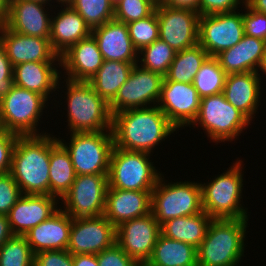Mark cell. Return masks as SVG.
Returning a JSON list of instances; mask_svg holds the SVG:
<instances>
[{
  "label": "cell",
  "mask_w": 266,
  "mask_h": 266,
  "mask_svg": "<svg viewBox=\"0 0 266 266\" xmlns=\"http://www.w3.org/2000/svg\"><path fill=\"white\" fill-rule=\"evenodd\" d=\"M103 62L104 58L98 44L94 36L90 34L60 56L61 76L71 81L88 82L97 73Z\"/></svg>",
  "instance_id": "44dd1931"
},
{
  "label": "cell",
  "mask_w": 266,
  "mask_h": 266,
  "mask_svg": "<svg viewBox=\"0 0 266 266\" xmlns=\"http://www.w3.org/2000/svg\"><path fill=\"white\" fill-rule=\"evenodd\" d=\"M251 123L253 122L219 93L201 98L198 116L189 128H203L210 142L218 145L238 140Z\"/></svg>",
  "instance_id": "52a82bcc"
},
{
  "label": "cell",
  "mask_w": 266,
  "mask_h": 266,
  "mask_svg": "<svg viewBox=\"0 0 266 266\" xmlns=\"http://www.w3.org/2000/svg\"><path fill=\"white\" fill-rule=\"evenodd\" d=\"M200 101L193 83L169 81L164 77L157 106L179 132L186 126L190 127L195 121Z\"/></svg>",
  "instance_id": "5bb4252c"
},
{
  "label": "cell",
  "mask_w": 266,
  "mask_h": 266,
  "mask_svg": "<svg viewBox=\"0 0 266 266\" xmlns=\"http://www.w3.org/2000/svg\"><path fill=\"white\" fill-rule=\"evenodd\" d=\"M248 220L212 219L197 248V266H240L247 247Z\"/></svg>",
  "instance_id": "277c9868"
},
{
  "label": "cell",
  "mask_w": 266,
  "mask_h": 266,
  "mask_svg": "<svg viewBox=\"0 0 266 266\" xmlns=\"http://www.w3.org/2000/svg\"><path fill=\"white\" fill-rule=\"evenodd\" d=\"M208 57V53L199 43L179 51L176 53L165 77L169 81L193 83L195 75Z\"/></svg>",
  "instance_id": "d6a6232c"
},
{
  "label": "cell",
  "mask_w": 266,
  "mask_h": 266,
  "mask_svg": "<svg viewBox=\"0 0 266 266\" xmlns=\"http://www.w3.org/2000/svg\"><path fill=\"white\" fill-rule=\"evenodd\" d=\"M73 266H100L97 255L76 254L73 255Z\"/></svg>",
  "instance_id": "c3c4849f"
},
{
  "label": "cell",
  "mask_w": 266,
  "mask_h": 266,
  "mask_svg": "<svg viewBox=\"0 0 266 266\" xmlns=\"http://www.w3.org/2000/svg\"><path fill=\"white\" fill-rule=\"evenodd\" d=\"M156 6L153 0H121L114 6V19L127 24L151 15Z\"/></svg>",
  "instance_id": "f35d334b"
},
{
  "label": "cell",
  "mask_w": 266,
  "mask_h": 266,
  "mask_svg": "<svg viewBox=\"0 0 266 266\" xmlns=\"http://www.w3.org/2000/svg\"><path fill=\"white\" fill-rule=\"evenodd\" d=\"M256 73H257L258 78L260 79V82H261L264 78V75H266V51H265V54L263 55V58L261 59V62L259 64V67H258Z\"/></svg>",
  "instance_id": "f5cc1de1"
},
{
  "label": "cell",
  "mask_w": 266,
  "mask_h": 266,
  "mask_svg": "<svg viewBox=\"0 0 266 266\" xmlns=\"http://www.w3.org/2000/svg\"><path fill=\"white\" fill-rule=\"evenodd\" d=\"M243 8L245 35L266 41V14L254 11L247 4Z\"/></svg>",
  "instance_id": "60d3db41"
},
{
  "label": "cell",
  "mask_w": 266,
  "mask_h": 266,
  "mask_svg": "<svg viewBox=\"0 0 266 266\" xmlns=\"http://www.w3.org/2000/svg\"><path fill=\"white\" fill-rule=\"evenodd\" d=\"M150 156L153 155L113 147L107 175L108 188L152 191L162 172L156 169Z\"/></svg>",
  "instance_id": "ba28073f"
},
{
  "label": "cell",
  "mask_w": 266,
  "mask_h": 266,
  "mask_svg": "<svg viewBox=\"0 0 266 266\" xmlns=\"http://www.w3.org/2000/svg\"><path fill=\"white\" fill-rule=\"evenodd\" d=\"M197 182L180 180L167 183L162 173L151 193V213L160 225L172 218L203 211L201 185Z\"/></svg>",
  "instance_id": "9c48e42d"
},
{
  "label": "cell",
  "mask_w": 266,
  "mask_h": 266,
  "mask_svg": "<svg viewBox=\"0 0 266 266\" xmlns=\"http://www.w3.org/2000/svg\"><path fill=\"white\" fill-rule=\"evenodd\" d=\"M0 266H34V254L25 236L14 235L0 247Z\"/></svg>",
  "instance_id": "8d00e7d4"
},
{
  "label": "cell",
  "mask_w": 266,
  "mask_h": 266,
  "mask_svg": "<svg viewBox=\"0 0 266 266\" xmlns=\"http://www.w3.org/2000/svg\"><path fill=\"white\" fill-rule=\"evenodd\" d=\"M159 38L176 52L193 47L199 39V13L157 4Z\"/></svg>",
  "instance_id": "9a60e30c"
},
{
  "label": "cell",
  "mask_w": 266,
  "mask_h": 266,
  "mask_svg": "<svg viewBox=\"0 0 266 266\" xmlns=\"http://www.w3.org/2000/svg\"><path fill=\"white\" fill-rule=\"evenodd\" d=\"M160 233V224L154 215L149 213L117 226L116 243L137 263L147 262Z\"/></svg>",
  "instance_id": "e0dca14e"
},
{
  "label": "cell",
  "mask_w": 266,
  "mask_h": 266,
  "mask_svg": "<svg viewBox=\"0 0 266 266\" xmlns=\"http://www.w3.org/2000/svg\"><path fill=\"white\" fill-rule=\"evenodd\" d=\"M112 4L115 6L118 2H120L121 0H111Z\"/></svg>",
  "instance_id": "6f0895ef"
},
{
  "label": "cell",
  "mask_w": 266,
  "mask_h": 266,
  "mask_svg": "<svg viewBox=\"0 0 266 266\" xmlns=\"http://www.w3.org/2000/svg\"><path fill=\"white\" fill-rule=\"evenodd\" d=\"M137 266H152V265H150L147 262H140V263L137 264Z\"/></svg>",
  "instance_id": "9f6ffc18"
},
{
  "label": "cell",
  "mask_w": 266,
  "mask_h": 266,
  "mask_svg": "<svg viewBox=\"0 0 266 266\" xmlns=\"http://www.w3.org/2000/svg\"><path fill=\"white\" fill-rule=\"evenodd\" d=\"M34 266H73L68 250L42 251L34 255Z\"/></svg>",
  "instance_id": "ee69618b"
},
{
  "label": "cell",
  "mask_w": 266,
  "mask_h": 266,
  "mask_svg": "<svg viewBox=\"0 0 266 266\" xmlns=\"http://www.w3.org/2000/svg\"><path fill=\"white\" fill-rule=\"evenodd\" d=\"M246 4L254 11L266 14V0H246Z\"/></svg>",
  "instance_id": "f907efd6"
},
{
  "label": "cell",
  "mask_w": 266,
  "mask_h": 266,
  "mask_svg": "<svg viewBox=\"0 0 266 266\" xmlns=\"http://www.w3.org/2000/svg\"><path fill=\"white\" fill-rule=\"evenodd\" d=\"M28 1L40 2L43 4H50V0H28Z\"/></svg>",
  "instance_id": "11a10c76"
},
{
  "label": "cell",
  "mask_w": 266,
  "mask_h": 266,
  "mask_svg": "<svg viewBox=\"0 0 266 266\" xmlns=\"http://www.w3.org/2000/svg\"><path fill=\"white\" fill-rule=\"evenodd\" d=\"M91 34L104 60L137 64L138 51L132 44L126 23L112 19L92 29Z\"/></svg>",
  "instance_id": "cb8c5ba5"
},
{
  "label": "cell",
  "mask_w": 266,
  "mask_h": 266,
  "mask_svg": "<svg viewBox=\"0 0 266 266\" xmlns=\"http://www.w3.org/2000/svg\"><path fill=\"white\" fill-rule=\"evenodd\" d=\"M241 12L200 16L198 43L209 56L216 57L241 41L245 35L242 7Z\"/></svg>",
  "instance_id": "7c38bea8"
},
{
  "label": "cell",
  "mask_w": 266,
  "mask_h": 266,
  "mask_svg": "<svg viewBox=\"0 0 266 266\" xmlns=\"http://www.w3.org/2000/svg\"><path fill=\"white\" fill-rule=\"evenodd\" d=\"M50 133L49 195L61 200L72 186L76 173L70 155Z\"/></svg>",
  "instance_id": "f1b7e54d"
},
{
  "label": "cell",
  "mask_w": 266,
  "mask_h": 266,
  "mask_svg": "<svg viewBox=\"0 0 266 266\" xmlns=\"http://www.w3.org/2000/svg\"><path fill=\"white\" fill-rule=\"evenodd\" d=\"M70 6L80 14L91 30L114 19L111 0H73Z\"/></svg>",
  "instance_id": "d590c367"
},
{
  "label": "cell",
  "mask_w": 266,
  "mask_h": 266,
  "mask_svg": "<svg viewBox=\"0 0 266 266\" xmlns=\"http://www.w3.org/2000/svg\"><path fill=\"white\" fill-rule=\"evenodd\" d=\"M18 136L15 133L0 128V174L10 172L13 149Z\"/></svg>",
  "instance_id": "7bdbcfd3"
},
{
  "label": "cell",
  "mask_w": 266,
  "mask_h": 266,
  "mask_svg": "<svg viewBox=\"0 0 266 266\" xmlns=\"http://www.w3.org/2000/svg\"><path fill=\"white\" fill-rule=\"evenodd\" d=\"M176 53L165 41L158 38L138 52L137 64L165 77Z\"/></svg>",
  "instance_id": "836d02e7"
},
{
  "label": "cell",
  "mask_w": 266,
  "mask_h": 266,
  "mask_svg": "<svg viewBox=\"0 0 266 266\" xmlns=\"http://www.w3.org/2000/svg\"><path fill=\"white\" fill-rule=\"evenodd\" d=\"M245 4L246 0H200V16L233 12Z\"/></svg>",
  "instance_id": "f6af8a7d"
},
{
  "label": "cell",
  "mask_w": 266,
  "mask_h": 266,
  "mask_svg": "<svg viewBox=\"0 0 266 266\" xmlns=\"http://www.w3.org/2000/svg\"><path fill=\"white\" fill-rule=\"evenodd\" d=\"M59 203L60 200L51 195L23 194L7 215L13 234L25 236L55 214L61 207Z\"/></svg>",
  "instance_id": "ffe728a7"
},
{
  "label": "cell",
  "mask_w": 266,
  "mask_h": 266,
  "mask_svg": "<svg viewBox=\"0 0 266 266\" xmlns=\"http://www.w3.org/2000/svg\"><path fill=\"white\" fill-rule=\"evenodd\" d=\"M111 131L114 147L153 155L156 146L178 130L154 105L113 114Z\"/></svg>",
  "instance_id": "6da1fadb"
},
{
  "label": "cell",
  "mask_w": 266,
  "mask_h": 266,
  "mask_svg": "<svg viewBox=\"0 0 266 266\" xmlns=\"http://www.w3.org/2000/svg\"><path fill=\"white\" fill-rule=\"evenodd\" d=\"M71 225L72 218L60 208L49 219L33 227L25 235L33 254L67 250Z\"/></svg>",
  "instance_id": "4316f807"
},
{
  "label": "cell",
  "mask_w": 266,
  "mask_h": 266,
  "mask_svg": "<svg viewBox=\"0 0 266 266\" xmlns=\"http://www.w3.org/2000/svg\"><path fill=\"white\" fill-rule=\"evenodd\" d=\"M266 51V41L244 35L239 43L216 56L226 75L256 72Z\"/></svg>",
  "instance_id": "83f0119b"
},
{
  "label": "cell",
  "mask_w": 266,
  "mask_h": 266,
  "mask_svg": "<svg viewBox=\"0 0 266 266\" xmlns=\"http://www.w3.org/2000/svg\"><path fill=\"white\" fill-rule=\"evenodd\" d=\"M212 218L204 211L191 216L172 218L160 225L161 234L195 248L204 240Z\"/></svg>",
  "instance_id": "f546056e"
},
{
  "label": "cell",
  "mask_w": 266,
  "mask_h": 266,
  "mask_svg": "<svg viewBox=\"0 0 266 266\" xmlns=\"http://www.w3.org/2000/svg\"><path fill=\"white\" fill-rule=\"evenodd\" d=\"M49 104L41 94L14 85L0 100V128L19 136L46 134L48 132L43 130L42 133L38 126L43 122V110L48 109Z\"/></svg>",
  "instance_id": "8992f818"
},
{
  "label": "cell",
  "mask_w": 266,
  "mask_h": 266,
  "mask_svg": "<svg viewBox=\"0 0 266 266\" xmlns=\"http://www.w3.org/2000/svg\"><path fill=\"white\" fill-rule=\"evenodd\" d=\"M59 78L57 91L66 95L68 133L111 131L112 114L109 104L86 81ZM62 80V82H61ZM66 82V83H65ZM62 83L64 85H62ZM64 86V87H61ZM67 88V89H66Z\"/></svg>",
  "instance_id": "3957f363"
},
{
  "label": "cell",
  "mask_w": 266,
  "mask_h": 266,
  "mask_svg": "<svg viewBox=\"0 0 266 266\" xmlns=\"http://www.w3.org/2000/svg\"><path fill=\"white\" fill-rule=\"evenodd\" d=\"M55 1V2H54ZM57 3V4H61V6H67V5H70L72 2H73V0H50V4L51 3Z\"/></svg>",
  "instance_id": "db71d44e"
},
{
  "label": "cell",
  "mask_w": 266,
  "mask_h": 266,
  "mask_svg": "<svg viewBox=\"0 0 266 266\" xmlns=\"http://www.w3.org/2000/svg\"><path fill=\"white\" fill-rule=\"evenodd\" d=\"M161 4L172 8L189 9L200 15V0H163Z\"/></svg>",
  "instance_id": "7dc6e473"
},
{
  "label": "cell",
  "mask_w": 266,
  "mask_h": 266,
  "mask_svg": "<svg viewBox=\"0 0 266 266\" xmlns=\"http://www.w3.org/2000/svg\"><path fill=\"white\" fill-rule=\"evenodd\" d=\"M20 187L10 173L0 174V215H8L22 196Z\"/></svg>",
  "instance_id": "ab89813d"
},
{
  "label": "cell",
  "mask_w": 266,
  "mask_h": 266,
  "mask_svg": "<svg viewBox=\"0 0 266 266\" xmlns=\"http://www.w3.org/2000/svg\"><path fill=\"white\" fill-rule=\"evenodd\" d=\"M50 133L18 136L10 174L22 194L49 195Z\"/></svg>",
  "instance_id": "7a4b0ae2"
},
{
  "label": "cell",
  "mask_w": 266,
  "mask_h": 266,
  "mask_svg": "<svg viewBox=\"0 0 266 266\" xmlns=\"http://www.w3.org/2000/svg\"><path fill=\"white\" fill-rule=\"evenodd\" d=\"M10 8V0H0V27L5 25Z\"/></svg>",
  "instance_id": "816d5d0a"
},
{
  "label": "cell",
  "mask_w": 266,
  "mask_h": 266,
  "mask_svg": "<svg viewBox=\"0 0 266 266\" xmlns=\"http://www.w3.org/2000/svg\"><path fill=\"white\" fill-rule=\"evenodd\" d=\"M57 7H61V9L59 10ZM91 31L85 20L70 5H57L51 14L49 41L51 48L58 56H61L83 38L88 37Z\"/></svg>",
  "instance_id": "484cf974"
},
{
  "label": "cell",
  "mask_w": 266,
  "mask_h": 266,
  "mask_svg": "<svg viewBox=\"0 0 266 266\" xmlns=\"http://www.w3.org/2000/svg\"><path fill=\"white\" fill-rule=\"evenodd\" d=\"M60 68V62H28L17 64L13 66L14 85L39 93L48 101L53 97L55 101L54 105L56 102L60 104L54 98L57 94L58 97L63 96L57 93V84L61 77Z\"/></svg>",
  "instance_id": "d4e9b609"
},
{
  "label": "cell",
  "mask_w": 266,
  "mask_h": 266,
  "mask_svg": "<svg viewBox=\"0 0 266 266\" xmlns=\"http://www.w3.org/2000/svg\"><path fill=\"white\" fill-rule=\"evenodd\" d=\"M152 191L108 188L103 215L115 227L151 213Z\"/></svg>",
  "instance_id": "603a6c76"
},
{
  "label": "cell",
  "mask_w": 266,
  "mask_h": 266,
  "mask_svg": "<svg viewBox=\"0 0 266 266\" xmlns=\"http://www.w3.org/2000/svg\"><path fill=\"white\" fill-rule=\"evenodd\" d=\"M164 76L134 65L127 81L109 104L111 114L157 105Z\"/></svg>",
  "instance_id": "4fadbf2b"
},
{
  "label": "cell",
  "mask_w": 266,
  "mask_h": 266,
  "mask_svg": "<svg viewBox=\"0 0 266 266\" xmlns=\"http://www.w3.org/2000/svg\"><path fill=\"white\" fill-rule=\"evenodd\" d=\"M256 72H245L226 75L222 94L236 109L243 113L251 122L254 121L261 104L262 86ZM260 103V104H259ZM257 112V113H256Z\"/></svg>",
  "instance_id": "7402d4cb"
},
{
  "label": "cell",
  "mask_w": 266,
  "mask_h": 266,
  "mask_svg": "<svg viewBox=\"0 0 266 266\" xmlns=\"http://www.w3.org/2000/svg\"><path fill=\"white\" fill-rule=\"evenodd\" d=\"M226 73L216 57L209 56L195 75L193 85L200 98L222 93Z\"/></svg>",
  "instance_id": "e575fe53"
},
{
  "label": "cell",
  "mask_w": 266,
  "mask_h": 266,
  "mask_svg": "<svg viewBox=\"0 0 266 266\" xmlns=\"http://www.w3.org/2000/svg\"><path fill=\"white\" fill-rule=\"evenodd\" d=\"M156 4H160L163 0H153Z\"/></svg>",
  "instance_id": "680465c9"
},
{
  "label": "cell",
  "mask_w": 266,
  "mask_h": 266,
  "mask_svg": "<svg viewBox=\"0 0 266 266\" xmlns=\"http://www.w3.org/2000/svg\"><path fill=\"white\" fill-rule=\"evenodd\" d=\"M134 65L136 64L104 60L88 83L100 97L110 104L115 99L119 88L127 81Z\"/></svg>",
  "instance_id": "1f68e13d"
},
{
  "label": "cell",
  "mask_w": 266,
  "mask_h": 266,
  "mask_svg": "<svg viewBox=\"0 0 266 266\" xmlns=\"http://www.w3.org/2000/svg\"><path fill=\"white\" fill-rule=\"evenodd\" d=\"M128 33L134 48L139 52L159 38V23L156 10L149 16L127 23Z\"/></svg>",
  "instance_id": "74e56055"
},
{
  "label": "cell",
  "mask_w": 266,
  "mask_h": 266,
  "mask_svg": "<svg viewBox=\"0 0 266 266\" xmlns=\"http://www.w3.org/2000/svg\"><path fill=\"white\" fill-rule=\"evenodd\" d=\"M14 234L11 230L8 217L6 215H0V247Z\"/></svg>",
  "instance_id": "681fc988"
},
{
  "label": "cell",
  "mask_w": 266,
  "mask_h": 266,
  "mask_svg": "<svg viewBox=\"0 0 266 266\" xmlns=\"http://www.w3.org/2000/svg\"><path fill=\"white\" fill-rule=\"evenodd\" d=\"M0 45L12 66L28 62H60L49 38L27 36L14 32L5 25L0 27Z\"/></svg>",
  "instance_id": "ac0fdd59"
},
{
  "label": "cell",
  "mask_w": 266,
  "mask_h": 266,
  "mask_svg": "<svg viewBox=\"0 0 266 266\" xmlns=\"http://www.w3.org/2000/svg\"><path fill=\"white\" fill-rule=\"evenodd\" d=\"M55 6V4H43L28 0H10L5 26L23 35L49 38L50 14L54 11L52 9Z\"/></svg>",
  "instance_id": "d6986e66"
},
{
  "label": "cell",
  "mask_w": 266,
  "mask_h": 266,
  "mask_svg": "<svg viewBox=\"0 0 266 266\" xmlns=\"http://www.w3.org/2000/svg\"><path fill=\"white\" fill-rule=\"evenodd\" d=\"M236 159L229 169L200 183L203 211L212 219H249L248 208L242 202L244 162Z\"/></svg>",
  "instance_id": "5b68a950"
},
{
  "label": "cell",
  "mask_w": 266,
  "mask_h": 266,
  "mask_svg": "<svg viewBox=\"0 0 266 266\" xmlns=\"http://www.w3.org/2000/svg\"><path fill=\"white\" fill-rule=\"evenodd\" d=\"M147 263L152 266H197V248L160 233Z\"/></svg>",
  "instance_id": "4dcf8cb0"
},
{
  "label": "cell",
  "mask_w": 266,
  "mask_h": 266,
  "mask_svg": "<svg viewBox=\"0 0 266 266\" xmlns=\"http://www.w3.org/2000/svg\"><path fill=\"white\" fill-rule=\"evenodd\" d=\"M116 242V227L104 215L88 218H72L68 252L94 254L102 252Z\"/></svg>",
  "instance_id": "2e32d148"
},
{
  "label": "cell",
  "mask_w": 266,
  "mask_h": 266,
  "mask_svg": "<svg viewBox=\"0 0 266 266\" xmlns=\"http://www.w3.org/2000/svg\"><path fill=\"white\" fill-rule=\"evenodd\" d=\"M70 141H58L68 151L76 175H108L112 149V131L68 133Z\"/></svg>",
  "instance_id": "30bf717a"
},
{
  "label": "cell",
  "mask_w": 266,
  "mask_h": 266,
  "mask_svg": "<svg viewBox=\"0 0 266 266\" xmlns=\"http://www.w3.org/2000/svg\"><path fill=\"white\" fill-rule=\"evenodd\" d=\"M107 175H76L69 191L61 199L60 207L71 218H88L104 213Z\"/></svg>",
  "instance_id": "8fae6325"
},
{
  "label": "cell",
  "mask_w": 266,
  "mask_h": 266,
  "mask_svg": "<svg viewBox=\"0 0 266 266\" xmlns=\"http://www.w3.org/2000/svg\"><path fill=\"white\" fill-rule=\"evenodd\" d=\"M100 266H137V262L128 256L115 242L111 247L97 254Z\"/></svg>",
  "instance_id": "b9f144b4"
},
{
  "label": "cell",
  "mask_w": 266,
  "mask_h": 266,
  "mask_svg": "<svg viewBox=\"0 0 266 266\" xmlns=\"http://www.w3.org/2000/svg\"><path fill=\"white\" fill-rule=\"evenodd\" d=\"M14 87L13 66L4 48L0 45V100Z\"/></svg>",
  "instance_id": "bcb514c9"
}]
</instances>
